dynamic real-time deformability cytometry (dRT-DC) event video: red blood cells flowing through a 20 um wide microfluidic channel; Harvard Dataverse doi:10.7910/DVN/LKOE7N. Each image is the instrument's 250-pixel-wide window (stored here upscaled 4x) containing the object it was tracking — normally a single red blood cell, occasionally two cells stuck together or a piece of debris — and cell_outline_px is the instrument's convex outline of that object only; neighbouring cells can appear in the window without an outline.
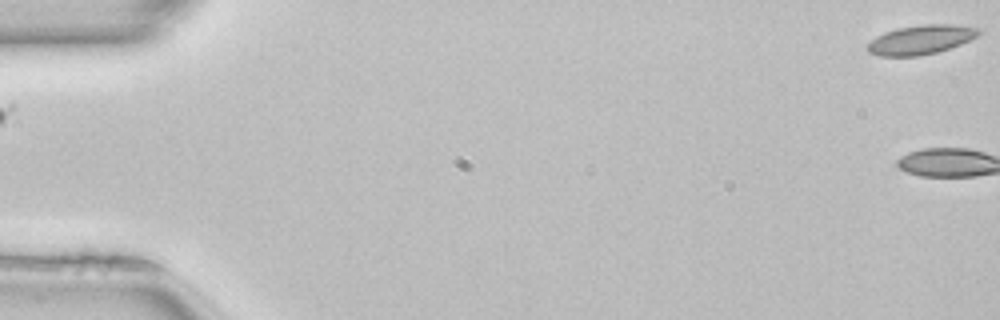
{"species": "common noctule bat (a hibernating species)", "species_latin": "Nyctalus noctula", "temperature_condition": "room temperature", "stored_images_in_passage": 3, "camera_frame_rate_fps": 3000, "um_per_image_px": 0.085, "animal": {"sex": "female", "body_mass_g": 22.7, "forearm_length_mm": 54.2}, "frame": {"image": 1, "passage_image": 1, "time_ms": 0.0, "image_size_px": [1000, 320], "cell_outline_px": [[980, 32], [976, 36], [960, 44], [936, 52], [920, 56], [880, 56], [868, 52], [868, 44], [876, 36], [884, 32], [900, 28], [924, 24], [952, 24], [980, 28]], "centroid_in_image_um": [78.26, 3.37], "position_along_channel_um": 6.7, "area_um2": 18.67}}